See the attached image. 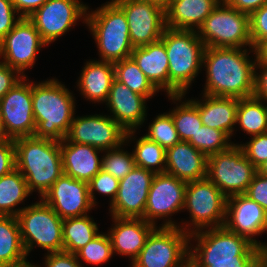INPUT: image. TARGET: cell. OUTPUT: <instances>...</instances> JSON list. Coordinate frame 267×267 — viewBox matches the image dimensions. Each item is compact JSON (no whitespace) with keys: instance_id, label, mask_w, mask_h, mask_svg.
Masks as SVG:
<instances>
[{"instance_id":"18","label":"cell","mask_w":267,"mask_h":267,"mask_svg":"<svg viewBox=\"0 0 267 267\" xmlns=\"http://www.w3.org/2000/svg\"><path fill=\"white\" fill-rule=\"evenodd\" d=\"M186 184V181L166 172L156 173L149 189L144 220L155 225L154 219L182 210Z\"/></svg>"},{"instance_id":"19","label":"cell","mask_w":267,"mask_h":267,"mask_svg":"<svg viewBox=\"0 0 267 267\" xmlns=\"http://www.w3.org/2000/svg\"><path fill=\"white\" fill-rule=\"evenodd\" d=\"M156 173L135 166L119 180L117 196L111 206L113 217L143 218L149 189Z\"/></svg>"},{"instance_id":"43","label":"cell","mask_w":267,"mask_h":267,"mask_svg":"<svg viewBox=\"0 0 267 267\" xmlns=\"http://www.w3.org/2000/svg\"><path fill=\"white\" fill-rule=\"evenodd\" d=\"M245 195L257 202L267 212V175L257 172Z\"/></svg>"},{"instance_id":"15","label":"cell","mask_w":267,"mask_h":267,"mask_svg":"<svg viewBox=\"0 0 267 267\" xmlns=\"http://www.w3.org/2000/svg\"><path fill=\"white\" fill-rule=\"evenodd\" d=\"M65 138L69 142L91 145L103 151L121 146L126 140V131L109 116L90 115L73 117Z\"/></svg>"},{"instance_id":"38","label":"cell","mask_w":267,"mask_h":267,"mask_svg":"<svg viewBox=\"0 0 267 267\" xmlns=\"http://www.w3.org/2000/svg\"><path fill=\"white\" fill-rule=\"evenodd\" d=\"M120 147L109 149L108 153L101 159L102 169L118 180L126 177L136 166L134 155L120 151Z\"/></svg>"},{"instance_id":"13","label":"cell","mask_w":267,"mask_h":267,"mask_svg":"<svg viewBox=\"0 0 267 267\" xmlns=\"http://www.w3.org/2000/svg\"><path fill=\"white\" fill-rule=\"evenodd\" d=\"M125 13L132 46L141 47L161 39L165 11L147 0H113Z\"/></svg>"},{"instance_id":"33","label":"cell","mask_w":267,"mask_h":267,"mask_svg":"<svg viewBox=\"0 0 267 267\" xmlns=\"http://www.w3.org/2000/svg\"><path fill=\"white\" fill-rule=\"evenodd\" d=\"M114 68L115 78L132 91L147 98L152 97L158 91L131 57L114 63Z\"/></svg>"},{"instance_id":"50","label":"cell","mask_w":267,"mask_h":267,"mask_svg":"<svg viewBox=\"0 0 267 267\" xmlns=\"http://www.w3.org/2000/svg\"><path fill=\"white\" fill-rule=\"evenodd\" d=\"M263 69L262 74L259 76L256 74L254 76V92L253 97L259 100H266L267 101V65L257 63L255 66Z\"/></svg>"},{"instance_id":"37","label":"cell","mask_w":267,"mask_h":267,"mask_svg":"<svg viewBox=\"0 0 267 267\" xmlns=\"http://www.w3.org/2000/svg\"><path fill=\"white\" fill-rule=\"evenodd\" d=\"M145 136L158 143L165 150L180 141L170 113L157 116L149 126L148 134Z\"/></svg>"},{"instance_id":"14","label":"cell","mask_w":267,"mask_h":267,"mask_svg":"<svg viewBox=\"0 0 267 267\" xmlns=\"http://www.w3.org/2000/svg\"><path fill=\"white\" fill-rule=\"evenodd\" d=\"M43 45L46 43L35 25L28 18H21L0 41V56L20 75L26 68L33 67L36 54Z\"/></svg>"},{"instance_id":"10","label":"cell","mask_w":267,"mask_h":267,"mask_svg":"<svg viewBox=\"0 0 267 267\" xmlns=\"http://www.w3.org/2000/svg\"><path fill=\"white\" fill-rule=\"evenodd\" d=\"M190 232L189 237L198 239V247L189 251V260L258 259L261 252V248L225 226Z\"/></svg>"},{"instance_id":"56","label":"cell","mask_w":267,"mask_h":267,"mask_svg":"<svg viewBox=\"0 0 267 267\" xmlns=\"http://www.w3.org/2000/svg\"><path fill=\"white\" fill-rule=\"evenodd\" d=\"M258 172H259L260 174L267 175V160L265 161V163H264L262 166H260V167L258 168Z\"/></svg>"},{"instance_id":"47","label":"cell","mask_w":267,"mask_h":267,"mask_svg":"<svg viewBox=\"0 0 267 267\" xmlns=\"http://www.w3.org/2000/svg\"><path fill=\"white\" fill-rule=\"evenodd\" d=\"M46 267H81L76 254L65 251L50 253L46 256Z\"/></svg>"},{"instance_id":"7","label":"cell","mask_w":267,"mask_h":267,"mask_svg":"<svg viewBox=\"0 0 267 267\" xmlns=\"http://www.w3.org/2000/svg\"><path fill=\"white\" fill-rule=\"evenodd\" d=\"M16 218L26 254L34 242L50 253L63 251V219L43 200L23 208Z\"/></svg>"},{"instance_id":"31","label":"cell","mask_w":267,"mask_h":267,"mask_svg":"<svg viewBox=\"0 0 267 267\" xmlns=\"http://www.w3.org/2000/svg\"><path fill=\"white\" fill-rule=\"evenodd\" d=\"M88 215L63 219V251L76 254L99 233Z\"/></svg>"},{"instance_id":"30","label":"cell","mask_w":267,"mask_h":267,"mask_svg":"<svg viewBox=\"0 0 267 267\" xmlns=\"http://www.w3.org/2000/svg\"><path fill=\"white\" fill-rule=\"evenodd\" d=\"M29 193L31 192L27 182L17 168L2 176L0 178V216L16 217L23 208L16 211L13 207L22 202Z\"/></svg>"},{"instance_id":"8","label":"cell","mask_w":267,"mask_h":267,"mask_svg":"<svg viewBox=\"0 0 267 267\" xmlns=\"http://www.w3.org/2000/svg\"><path fill=\"white\" fill-rule=\"evenodd\" d=\"M198 37L206 47H252L249 14L240 12L224 2L219 3L198 28Z\"/></svg>"},{"instance_id":"20","label":"cell","mask_w":267,"mask_h":267,"mask_svg":"<svg viewBox=\"0 0 267 267\" xmlns=\"http://www.w3.org/2000/svg\"><path fill=\"white\" fill-rule=\"evenodd\" d=\"M226 215L230 220L227 216L224 226L229 231L247 238L261 249L265 246L251 238L267 230V212L257 202L245 194L230 196L226 202Z\"/></svg>"},{"instance_id":"12","label":"cell","mask_w":267,"mask_h":267,"mask_svg":"<svg viewBox=\"0 0 267 267\" xmlns=\"http://www.w3.org/2000/svg\"><path fill=\"white\" fill-rule=\"evenodd\" d=\"M0 111L7 138L33 136L36 123L32 107V84L18 81L0 99Z\"/></svg>"},{"instance_id":"23","label":"cell","mask_w":267,"mask_h":267,"mask_svg":"<svg viewBox=\"0 0 267 267\" xmlns=\"http://www.w3.org/2000/svg\"><path fill=\"white\" fill-rule=\"evenodd\" d=\"M115 227L108 235L113 252L129 255L133 260L138 256L145 245L146 239L156 227L143 218L113 217Z\"/></svg>"},{"instance_id":"36","label":"cell","mask_w":267,"mask_h":267,"mask_svg":"<svg viewBox=\"0 0 267 267\" xmlns=\"http://www.w3.org/2000/svg\"><path fill=\"white\" fill-rule=\"evenodd\" d=\"M229 138L225 132L219 129L202 125L188 142L208 157L229 149L232 146V143L230 144L227 141Z\"/></svg>"},{"instance_id":"28","label":"cell","mask_w":267,"mask_h":267,"mask_svg":"<svg viewBox=\"0 0 267 267\" xmlns=\"http://www.w3.org/2000/svg\"><path fill=\"white\" fill-rule=\"evenodd\" d=\"M114 78V63L90 61L82 70L78 86L87 99L97 102L106 101Z\"/></svg>"},{"instance_id":"4","label":"cell","mask_w":267,"mask_h":267,"mask_svg":"<svg viewBox=\"0 0 267 267\" xmlns=\"http://www.w3.org/2000/svg\"><path fill=\"white\" fill-rule=\"evenodd\" d=\"M169 61V97L180 100L203 63L206 46L196 30L165 28L160 39Z\"/></svg>"},{"instance_id":"35","label":"cell","mask_w":267,"mask_h":267,"mask_svg":"<svg viewBox=\"0 0 267 267\" xmlns=\"http://www.w3.org/2000/svg\"><path fill=\"white\" fill-rule=\"evenodd\" d=\"M170 114L180 141H188L203 125L199 110L191 101L181 104Z\"/></svg>"},{"instance_id":"5","label":"cell","mask_w":267,"mask_h":267,"mask_svg":"<svg viewBox=\"0 0 267 267\" xmlns=\"http://www.w3.org/2000/svg\"><path fill=\"white\" fill-rule=\"evenodd\" d=\"M102 61L116 63L129 58L134 49L124 11L112 0L97 11L86 14Z\"/></svg>"},{"instance_id":"52","label":"cell","mask_w":267,"mask_h":267,"mask_svg":"<svg viewBox=\"0 0 267 267\" xmlns=\"http://www.w3.org/2000/svg\"><path fill=\"white\" fill-rule=\"evenodd\" d=\"M253 48L256 54L255 63L267 65V38L260 40Z\"/></svg>"},{"instance_id":"39","label":"cell","mask_w":267,"mask_h":267,"mask_svg":"<svg viewBox=\"0 0 267 267\" xmlns=\"http://www.w3.org/2000/svg\"><path fill=\"white\" fill-rule=\"evenodd\" d=\"M113 249L108 234H98L76 253L77 257L83 258L87 263L101 264L111 258Z\"/></svg>"},{"instance_id":"1","label":"cell","mask_w":267,"mask_h":267,"mask_svg":"<svg viewBox=\"0 0 267 267\" xmlns=\"http://www.w3.org/2000/svg\"><path fill=\"white\" fill-rule=\"evenodd\" d=\"M246 53L241 48L206 47L203 55L207 67L204 94L239 99L253 97L256 63L250 62Z\"/></svg>"},{"instance_id":"21","label":"cell","mask_w":267,"mask_h":267,"mask_svg":"<svg viewBox=\"0 0 267 267\" xmlns=\"http://www.w3.org/2000/svg\"><path fill=\"white\" fill-rule=\"evenodd\" d=\"M147 99L116 78L113 79L106 102L113 113V119L126 131L127 139L135 132L134 127L145 120Z\"/></svg>"},{"instance_id":"45","label":"cell","mask_w":267,"mask_h":267,"mask_svg":"<svg viewBox=\"0 0 267 267\" xmlns=\"http://www.w3.org/2000/svg\"><path fill=\"white\" fill-rule=\"evenodd\" d=\"M16 168L15 145L13 139L0 141V178Z\"/></svg>"},{"instance_id":"54","label":"cell","mask_w":267,"mask_h":267,"mask_svg":"<svg viewBox=\"0 0 267 267\" xmlns=\"http://www.w3.org/2000/svg\"><path fill=\"white\" fill-rule=\"evenodd\" d=\"M257 267H267V256L262 251L257 259Z\"/></svg>"},{"instance_id":"6","label":"cell","mask_w":267,"mask_h":267,"mask_svg":"<svg viewBox=\"0 0 267 267\" xmlns=\"http://www.w3.org/2000/svg\"><path fill=\"white\" fill-rule=\"evenodd\" d=\"M178 228L179 226L177 227L171 220L159 229L154 228L147 237L144 247L133 260L132 266L188 267L189 251L187 245L190 232Z\"/></svg>"},{"instance_id":"46","label":"cell","mask_w":267,"mask_h":267,"mask_svg":"<svg viewBox=\"0 0 267 267\" xmlns=\"http://www.w3.org/2000/svg\"><path fill=\"white\" fill-rule=\"evenodd\" d=\"M190 267H257V259L189 260Z\"/></svg>"},{"instance_id":"34","label":"cell","mask_w":267,"mask_h":267,"mask_svg":"<svg viewBox=\"0 0 267 267\" xmlns=\"http://www.w3.org/2000/svg\"><path fill=\"white\" fill-rule=\"evenodd\" d=\"M133 155L136 166L155 173L165 172L166 167L161 164L166 163V150L158 143L149 140L146 136L141 137L137 141ZM153 166L159 167L155 169Z\"/></svg>"},{"instance_id":"41","label":"cell","mask_w":267,"mask_h":267,"mask_svg":"<svg viewBox=\"0 0 267 267\" xmlns=\"http://www.w3.org/2000/svg\"><path fill=\"white\" fill-rule=\"evenodd\" d=\"M244 155L257 169L267 160V132L253 136L247 145H241Z\"/></svg>"},{"instance_id":"44","label":"cell","mask_w":267,"mask_h":267,"mask_svg":"<svg viewBox=\"0 0 267 267\" xmlns=\"http://www.w3.org/2000/svg\"><path fill=\"white\" fill-rule=\"evenodd\" d=\"M14 13L18 12L10 0H0V41L20 21V16L15 20Z\"/></svg>"},{"instance_id":"27","label":"cell","mask_w":267,"mask_h":267,"mask_svg":"<svg viewBox=\"0 0 267 267\" xmlns=\"http://www.w3.org/2000/svg\"><path fill=\"white\" fill-rule=\"evenodd\" d=\"M206 102L192 101L198 108L203 125L219 129L229 137L236 123L239 98L216 97L204 94Z\"/></svg>"},{"instance_id":"32","label":"cell","mask_w":267,"mask_h":267,"mask_svg":"<svg viewBox=\"0 0 267 267\" xmlns=\"http://www.w3.org/2000/svg\"><path fill=\"white\" fill-rule=\"evenodd\" d=\"M255 97L239 99L236 124L243 131L256 136L267 132V106Z\"/></svg>"},{"instance_id":"42","label":"cell","mask_w":267,"mask_h":267,"mask_svg":"<svg viewBox=\"0 0 267 267\" xmlns=\"http://www.w3.org/2000/svg\"><path fill=\"white\" fill-rule=\"evenodd\" d=\"M252 48L262 39L267 38V3L249 15Z\"/></svg>"},{"instance_id":"26","label":"cell","mask_w":267,"mask_h":267,"mask_svg":"<svg viewBox=\"0 0 267 267\" xmlns=\"http://www.w3.org/2000/svg\"><path fill=\"white\" fill-rule=\"evenodd\" d=\"M222 1V0H221ZM220 0H172L165 10V25L175 30L198 29Z\"/></svg>"},{"instance_id":"57","label":"cell","mask_w":267,"mask_h":267,"mask_svg":"<svg viewBox=\"0 0 267 267\" xmlns=\"http://www.w3.org/2000/svg\"><path fill=\"white\" fill-rule=\"evenodd\" d=\"M261 251L267 256V245H265Z\"/></svg>"},{"instance_id":"55","label":"cell","mask_w":267,"mask_h":267,"mask_svg":"<svg viewBox=\"0 0 267 267\" xmlns=\"http://www.w3.org/2000/svg\"><path fill=\"white\" fill-rule=\"evenodd\" d=\"M7 137L5 136V133H4V128H3V125H2V116H1V111H0V141L6 139Z\"/></svg>"},{"instance_id":"51","label":"cell","mask_w":267,"mask_h":267,"mask_svg":"<svg viewBox=\"0 0 267 267\" xmlns=\"http://www.w3.org/2000/svg\"><path fill=\"white\" fill-rule=\"evenodd\" d=\"M222 2L240 12L250 15L267 3V0H222Z\"/></svg>"},{"instance_id":"29","label":"cell","mask_w":267,"mask_h":267,"mask_svg":"<svg viewBox=\"0 0 267 267\" xmlns=\"http://www.w3.org/2000/svg\"><path fill=\"white\" fill-rule=\"evenodd\" d=\"M26 256L17 218L0 216V267L25 266Z\"/></svg>"},{"instance_id":"25","label":"cell","mask_w":267,"mask_h":267,"mask_svg":"<svg viewBox=\"0 0 267 267\" xmlns=\"http://www.w3.org/2000/svg\"><path fill=\"white\" fill-rule=\"evenodd\" d=\"M157 89H166L169 96V61L161 40L135 47L130 56Z\"/></svg>"},{"instance_id":"17","label":"cell","mask_w":267,"mask_h":267,"mask_svg":"<svg viewBox=\"0 0 267 267\" xmlns=\"http://www.w3.org/2000/svg\"><path fill=\"white\" fill-rule=\"evenodd\" d=\"M61 218L80 217L93 207L88 183L62 174L42 197Z\"/></svg>"},{"instance_id":"58","label":"cell","mask_w":267,"mask_h":267,"mask_svg":"<svg viewBox=\"0 0 267 267\" xmlns=\"http://www.w3.org/2000/svg\"><path fill=\"white\" fill-rule=\"evenodd\" d=\"M22 267H36V266H34V265H32V264H27V265H25V266H22Z\"/></svg>"},{"instance_id":"40","label":"cell","mask_w":267,"mask_h":267,"mask_svg":"<svg viewBox=\"0 0 267 267\" xmlns=\"http://www.w3.org/2000/svg\"><path fill=\"white\" fill-rule=\"evenodd\" d=\"M89 196L92 204H95L94 189L99 193L110 195L111 203L115 200L118 189L119 180L108 172L101 169L89 182H88Z\"/></svg>"},{"instance_id":"53","label":"cell","mask_w":267,"mask_h":267,"mask_svg":"<svg viewBox=\"0 0 267 267\" xmlns=\"http://www.w3.org/2000/svg\"><path fill=\"white\" fill-rule=\"evenodd\" d=\"M150 3L156 4L164 11L171 5L172 0H147Z\"/></svg>"},{"instance_id":"24","label":"cell","mask_w":267,"mask_h":267,"mask_svg":"<svg viewBox=\"0 0 267 267\" xmlns=\"http://www.w3.org/2000/svg\"><path fill=\"white\" fill-rule=\"evenodd\" d=\"M60 150L63 172L74 179L88 183L102 169V161L97 155L98 150H102L98 148L64 138L60 141Z\"/></svg>"},{"instance_id":"3","label":"cell","mask_w":267,"mask_h":267,"mask_svg":"<svg viewBox=\"0 0 267 267\" xmlns=\"http://www.w3.org/2000/svg\"><path fill=\"white\" fill-rule=\"evenodd\" d=\"M74 98L55 79L32 84V107L36 123L34 137L62 141L74 115Z\"/></svg>"},{"instance_id":"11","label":"cell","mask_w":267,"mask_h":267,"mask_svg":"<svg viewBox=\"0 0 267 267\" xmlns=\"http://www.w3.org/2000/svg\"><path fill=\"white\" fill-rule=\"evenodd\" d=\"M226 202L227 197L207 177L186 184L184 208L189 210L197 231L214 223L212 228L224 226Z\"/></svg>"},{"instance_id":"48","label":"cell","mask_w":267,"mask_h":267,"mask_svg":"<svg viewBox=\"0 0 267 267\" xmlns=\"http://www.w3.org/2000/svg\"><path fill=\"white\" fill-rule=\"evenodd\" d=\"M16 70L5 64L4 62H0V99L20 80L24 81L25 75H21L22 77H15Z\"/></svg>"},{"instance_id":"16","label":"cell","mask_w":267,"mask_h":267,"mask_svg":"<svg viewBox=\"0 0 267 267\" xmlns=\"http://www.w3.org/2000/svg\"><path fill=\"white\" fill-rule=\"evenodd\" d=\"M87 9L78 0H48L28 19L35 25L41 39L49 44L76 24Z\"/></svg>"},{"instance_id":"9","label":"cell","mask_w":267,"mask_h":267,"mask_svg":"<svg viewBox=\"0 0 267 267\" xmlns=\"http://www.w3.org/2000/svg\"><path fill=\"white\" fill-rule=\"evenodd\" d=\"M258 169L248 161L240 145L207 157V178L228 198L245 194Z\"/></svg>"},{"instance_id":"22","label":"cell","mask_w":267,"mask_h":267,"mask_svg":"<svg viewBox=\"0 0 267 267\" xmlns=\"http://www.w3.org/2000/svg\"><path fill=\"white\" fill-rule=\"evenodd\" d=\"M165 172L183 181L207 177V156L188 141H179L166 150Z\"/></svg>"},{"instance_id":"49","label":"cell","mask_w":267,"mask_h":267,"mask_svg":"<svg viewBox=\"0 0 267 267\" xmlns=\"http://www.w3.org/2000/svg\"><path fill=\"white\" fill-rule=\"evenodd\" d=\"M15 10L20 13L21 18H29L36 10L43 6L48 0H10Z\"/></svg>"},{"instance_id":"2","label":"cell","mask_w":267,"mask_h":267,"mask_svg":"<svg viewBox=\"0 0 267 267\" xmlns=\"http://www.w3.org/2000/svg\"><path fill=\"white\" fill-rule=\"evenodd\" d=\"M16 168L25 178L30 192L35 189L41 197L64 173L60 141L34 136L13 139Z\"/></svg>"}]
</instances>
